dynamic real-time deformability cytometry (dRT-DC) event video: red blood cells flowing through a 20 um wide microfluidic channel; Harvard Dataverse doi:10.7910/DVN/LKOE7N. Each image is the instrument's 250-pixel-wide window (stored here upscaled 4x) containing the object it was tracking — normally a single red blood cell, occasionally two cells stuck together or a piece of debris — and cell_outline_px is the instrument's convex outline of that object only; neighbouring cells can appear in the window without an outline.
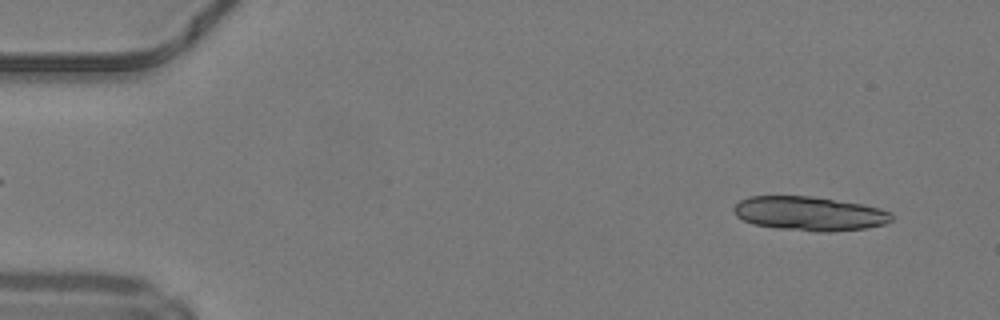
{"species": "common noctule bat (a hibernating species)", "species_latin": "Nyctalus noctula", "temperature_condition": "warm", "stored_images_in_passage": 48, "camera_frame_rate_fps": 3000, "um_per_image_px": 0.085, "animal": {"sex": "male", "body_mass_g": 19.2, "forearm_length_mm": 51.8}, "frame": {"image": 1, "passage_image": 3, "time_ms": 0.667, "image_size_px": [1000, 320], "cell_outline_px": [[892, 220], [884, 224], [864, 228], [828, 232], [816, 232], [776, 228], [752, 224], [736, 216], [732, 208], [740, 200], [748, 196], [812, 196], [860, 204], [880, 208], [892, 212]], "centroid_in_image_um": [68.78, 18.15], "position_along_channel_um": 16.2, "area_um2": 31.44}}
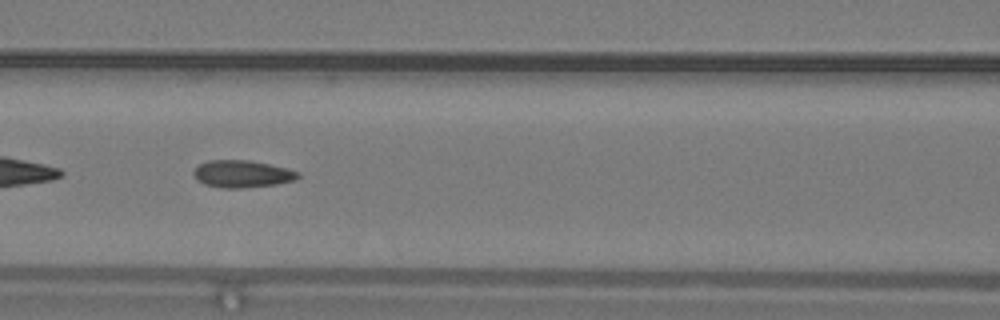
{"frame": {"image": 2, "passage_image": 21, "time_ms": 6.667, "image_size_px": [1000, 320], "cell_outline_px": [[300, 176], [296, 180], [276, 184], [240, 188], [224, 188], [204, 184], [192, 172], [200, 164], [208, 160], [248, 160], [268, 164], [300, 172]], "centroid_in_image_um": [20.61, 14.78], "position_along_channel_um": 146.0, "area_um2": 16.3}}
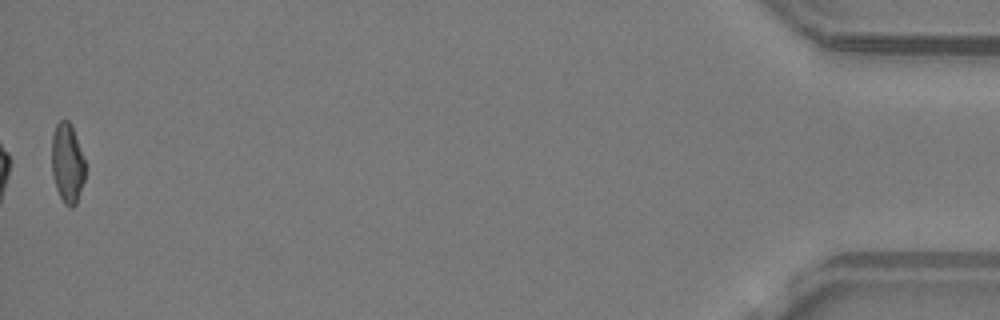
{"frame": {"image": 3, "passage_image": 48, "time_ms": 15.667, "image_size_px": [1000, 320], "cell_outline_px": [[84, 180], [76, 204], [72, 208], [64, 204], [56, 188], [52, 176], [52, 136], [56, 124], [60, 120], [68, 120], [72, 128], [80, 148], [84, 160]], "centroid_in_image_um": [5.7, 13.9], "position_along_channel_um": 429.5, "area_um2": 15.32}, "authors_computed_cell_mechanics": {"area_um2": 16.473, "velocity_mm_per_s": 4.2261, "shape_relaxation_time_tau1_ms": null, "shape_relaxation_time_tau2_ms": 1.8881, "deformation_change_tau1": null, "deformation_change_tau2": 0.0921}}